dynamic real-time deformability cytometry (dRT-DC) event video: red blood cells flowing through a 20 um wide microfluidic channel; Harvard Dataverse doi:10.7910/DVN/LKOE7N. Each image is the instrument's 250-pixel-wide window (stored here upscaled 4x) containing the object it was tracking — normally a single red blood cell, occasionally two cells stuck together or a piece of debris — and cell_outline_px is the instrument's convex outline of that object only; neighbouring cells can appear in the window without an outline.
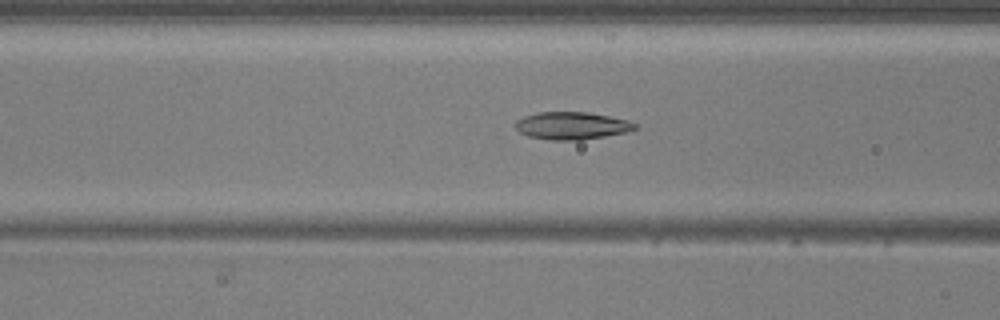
{"species": "common noctule bat (a hibernating species)", "species_latin": "Nyctalus noctula", "temperature_condition": "warm", "stored_images_in_passage": 49, "camera_frame_rate_fps": 3000, "um_per_image_px": 0.085, "animal": {"sex": "male", "body_mass_g": 20.5, "forearm_length_mm": 52.5}, "frame": {"image": 1, "passage_image": 20, "time_ms": 6.333, "image_size_px": [1000, 320], "cell_outline_px": [[636, 128], [628, 132], [580, 140], [552, 140], [528, 136], [520, 132], [516, 128], [516, 120], [524, 116], [540, 112], [588, 112], [628, 120], [636, 124]], "centroid_in_image_um": [48.6, 10.68], "position_along_channel_um": 118.0, "area_um2": 19.02}}
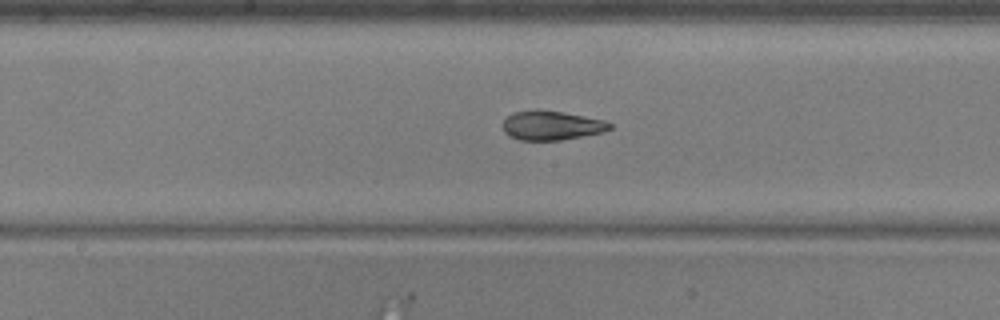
{"frame": {"image": 2, "passage_image": 26, "time_ms": 8.333, "image_size_px": [1000, 320], "cell_outline_px": [[612, 128], [604, 132], [560, 140], [520, 140], [504, 132], [504, 120], [512, 112], [560, 112], [584, 116], [604, 120], [612, 124]], "centroid_in_image_um": [46.93, 10.69], "position_along_channel_um": 201.3, "area_um2": 17.51}}
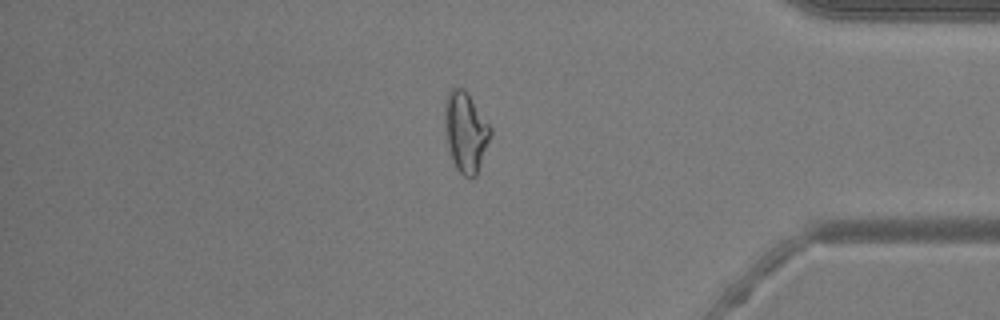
{"frame": {"image": 3, "passage_image": 42, "time_ms": 13.667, "image_size_px": [1000, 320], "cell_outline_px": [[492, 132], [476, 176], [464, 176], [456, 168], [452, 160], [444, 136], [444, 104], [448, 92], [452, 88], [464, 88], [468, 92], [492, 128]], "centroid_in_image_um": [39.55, 11.17], "position_along_channel_um": 395.6, "area_um2": 21.56}, "authors_computed_cell_mechanics": {"area_um2": 19.5942, "velocity_mm_per_s": 4.1443, "shape_relaxation_time_tau1_ms": 7.5676, "shape_relaxation_time_tau2_ms": 2.0196, "deformation_change_tau1": 0.2479, "deformation_change_tau2": 0.0614}}